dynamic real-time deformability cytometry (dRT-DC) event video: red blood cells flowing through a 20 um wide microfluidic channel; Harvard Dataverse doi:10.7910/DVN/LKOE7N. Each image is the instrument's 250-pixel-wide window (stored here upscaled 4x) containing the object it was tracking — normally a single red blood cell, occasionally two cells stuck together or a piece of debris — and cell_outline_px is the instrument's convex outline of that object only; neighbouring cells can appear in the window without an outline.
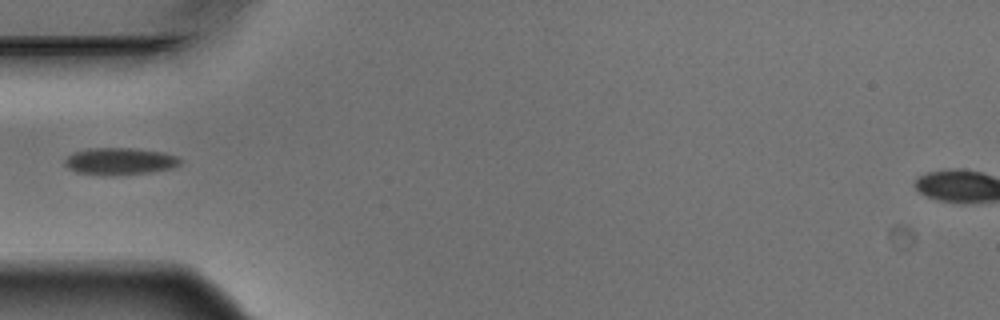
{"species": "Egyptian fruit bat (a non-hibernating species)", "species_latin": "Rousettus aegyptiacus", "temperature_condition": "warm", "stored_images_in_passage": 2, "camera_frame_rate_fps": 3000, "um_per_image_px": 0.085, "animal": {"sex": "male"}, "frame": {"image": 1, "passage_image": 2, "time_ms": 0.333, "image_size_px": [1000, 320], "cell_outline_px": [[180, 164], [172, 168], [148, 172], [112, 176], [76, 172], [68, 168], [64, 164], [64, 160], [72, 152], [88, 148], [132, 148], [164, 152], [176, 156], [180, 160]], "centroid_in_image_um": [10.14, 13.7], "position_along_channel_um": 74.9, "area_um2": 18.21}}